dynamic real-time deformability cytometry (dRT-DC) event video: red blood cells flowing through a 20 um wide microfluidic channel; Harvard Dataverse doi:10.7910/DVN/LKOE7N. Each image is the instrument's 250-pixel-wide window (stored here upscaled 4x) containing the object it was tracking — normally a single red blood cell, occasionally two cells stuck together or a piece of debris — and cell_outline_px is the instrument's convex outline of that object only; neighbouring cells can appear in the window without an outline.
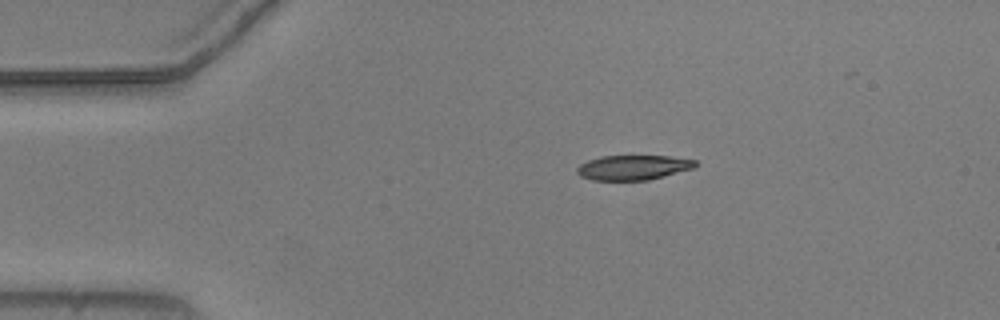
{"species": "common noctule bat (a hibernating species)", "species_latin": "Nyctalus noctula", "temperature_condition": "warm", "stored_images_in_passage": 46, "camera_frame_rate_fps": 3000, "um_per_image_px": 0.085, "animal": {"sex": "male", "body_mass_g": 20.5, "forearm_length_mm": 52.5}, "frame": {"image": 1, "passage_image": 1, "time_ms": 0.0, "image_size_px": [1000, 320], "cell_outline_px": [[696, 164], [692, 168], [648, 180], [592, 180], [580, 176], [576, 172], [576, 168], [580, 164], [588, 160], [600, 156], [668, 156], [696, 160]], "centroid_in_image_um": [53.75, 14.23], "position_along_channel_um": 31.2, "area_um2": 16.94}}
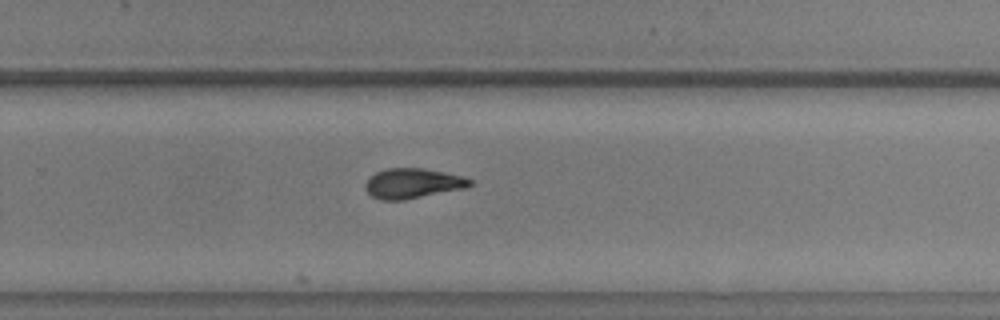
{"frame": {"image": 2, "passage_image": 26, "time_ms": 8.333, "image_size_px": [1000, 320], "cell_outline_px": [[476, 184], [464, 188], [404, 200], [380, 200], [372, 196], [364, 188], [364, 184], [368, 176], [376, 172], [388, 168], [424, 168], [464, 176], [472, 180]], "centroid_in_image_um": [35.07, 15.58], "position_along_channel_um": 294.7, "area_um2": 18.5}}
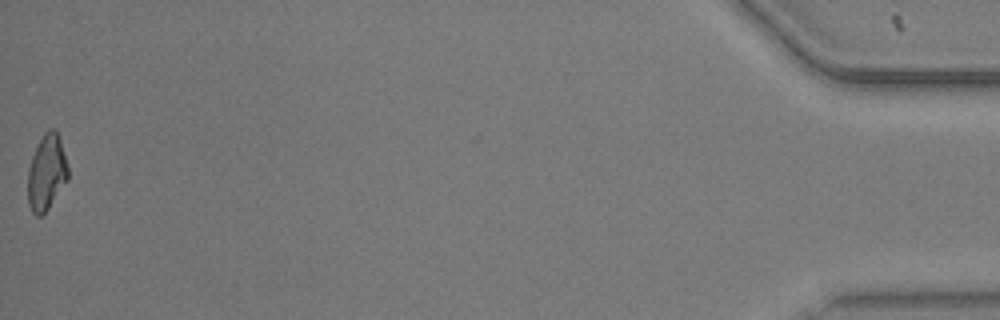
{"frame": {"image": 3, "passage_image": 45, "time_ms": 14.667, "image_size_px": [1000, 320], "cell_outline_px": [[68, 180], [48, 208], [40, 216], [36, 216], [32, 212], [28, 204], [28, 168], [32, 156], [44, 132], [48, 128], [56, 128], [60, 140], [68, 168]], "centroid_in_image_um": [3.96, 14.65], "position_along_channel_um": 431.2, "area_um2": 17.63}, "authors_computed_cell_mechanics": {"area_um2": 18.3226, "velocity_mm_per_s": 3.7364, "shape_relaxation_time_tau1_ms": 4.389, "shape_relaxation_time_tau2_ms": 3.5046, "deformation_change_tau1": 0.1676, "deformation_change_tau2": 0.113}}